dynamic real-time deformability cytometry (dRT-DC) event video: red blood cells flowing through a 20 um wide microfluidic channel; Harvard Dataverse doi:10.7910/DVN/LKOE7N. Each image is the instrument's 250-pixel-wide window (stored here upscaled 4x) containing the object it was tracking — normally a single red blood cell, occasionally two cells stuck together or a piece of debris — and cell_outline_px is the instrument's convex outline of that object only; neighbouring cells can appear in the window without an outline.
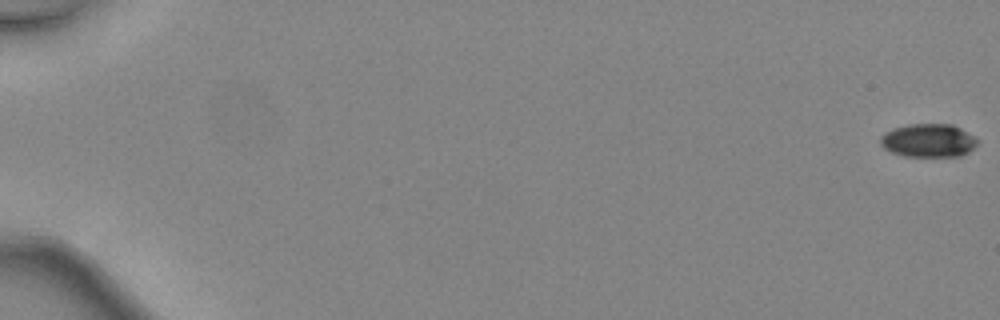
{"species": "common noctule bat (a hibernating species)", "species_latin": "Nyctalus noctula", "temperature_condition": "warm", "stored_images_in_passage": 29, "camera_frame_rate_fps": 3000, "um_per_image_px": 0.085, "animal": {"sex": "female", "body_mass_g": 24.6, "forearm_length_mm": 56.2}, "frame": {"image": 1, "passage_image": 1, "time_ms": 0.0, "image_size_px": [1000, 320], "cell_outline_px": [[980, 140], [968, 152], [960, 156], [904, 156], [892, 152], [884, 148], [880, 144], [880, 136], [884, 132], [892, 128], [908, 124], [952, 124], [960, 128]], "centroid_in_image_um": [78.89, 11.93], "position_along_channel_um": 6.1, "area_um2": 18.9}}
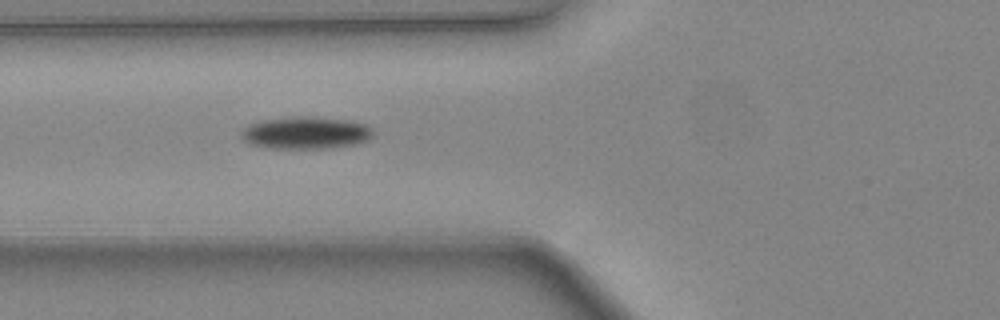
{"frame": {"image": 2, "passage_image": 21, "time_ms": 6.667, "image_size_px": [1000, 320], "cell_outline_px": [[372, 136], [368, 140], [356, 144], [328, 148], [272, 148], [252, 144], [244, 140], [240, 136], [240, 132], [248, 124], [260, 120], [292, 116], [312, 116], [348, 120], [368, 124], [372, 128]], "centroid_in_image_um": [25.99, 11.27], "position_along_channel_um": 99.8, "area_um2": 25.03}}
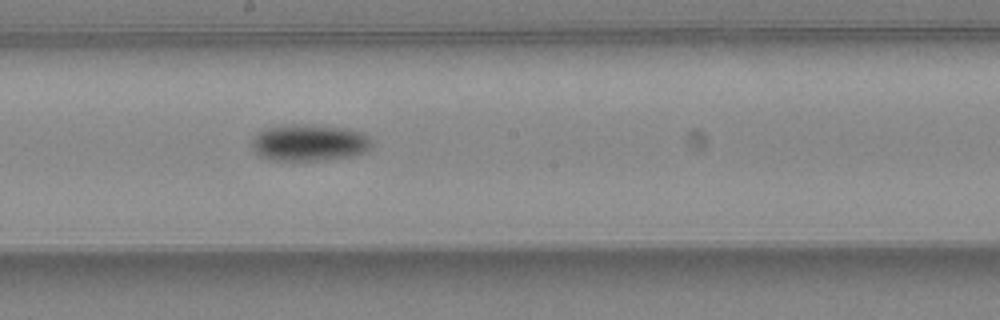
{"frame": {"image": 3, "passage_image": 29, "time_ms": 9.333, "image_size_px": [1000, 320], "cell_outline_px": [[372, 144], [364, 152], [352, 156], [324, 160], [272, 160], [260, 156], [252, 148], [252, 136], [256, 132], [268, 128], [292, 124], [304, 124], [344, 128], [360, 132], [368, 136]], "centroid_in_image_um": [26.25, 12.13], "position_along_channel_um": 222.0, "area_um2": 25.49}}